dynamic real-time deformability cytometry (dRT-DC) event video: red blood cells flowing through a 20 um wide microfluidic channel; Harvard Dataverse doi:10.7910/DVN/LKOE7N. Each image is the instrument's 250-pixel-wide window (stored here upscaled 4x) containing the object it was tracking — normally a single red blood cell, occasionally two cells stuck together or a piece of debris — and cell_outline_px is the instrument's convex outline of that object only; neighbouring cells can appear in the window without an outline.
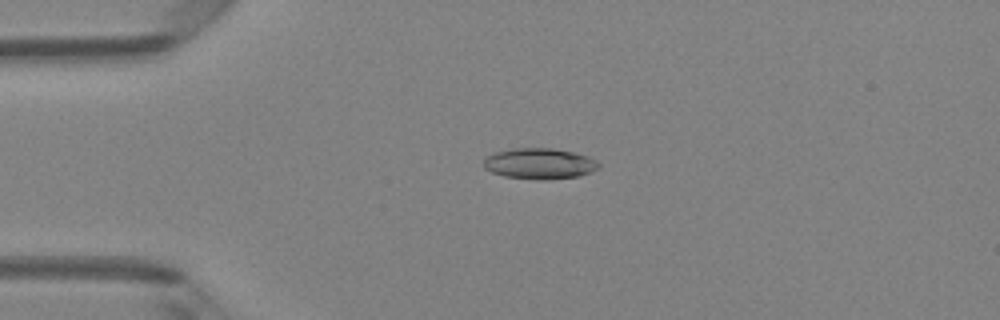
{"species": "Egyptian fruit bat (a non-hibernating species)", "species_latin": "Rousettus aegyptiacus", "temperature_condition": "room temperature", "stored_images_in_passage": 5, "camera_frame_rate_fps": 3000, "um_per_image_px": 0.085, "animal": {"sex": "female"}, "frame": {"image": 1, "passage_image": 4, "time_ms": 1.0, "image_size_px": [1000, 320], "cell_outline_px": [[600, 168], [592, 172], [580, 176], [548, 180], [536, 180], [504, 176], [492, 172], [484, 168], [484, 160], [488, 156], [496, 152], [512, 148], [552, 148], [572, 152], [588, 156], [596, 160], [600, 164]], "centroid_in_image_um": [45.9, 13.92], "position_along_channel_um": 39.1, "area_um2": 20.87}}